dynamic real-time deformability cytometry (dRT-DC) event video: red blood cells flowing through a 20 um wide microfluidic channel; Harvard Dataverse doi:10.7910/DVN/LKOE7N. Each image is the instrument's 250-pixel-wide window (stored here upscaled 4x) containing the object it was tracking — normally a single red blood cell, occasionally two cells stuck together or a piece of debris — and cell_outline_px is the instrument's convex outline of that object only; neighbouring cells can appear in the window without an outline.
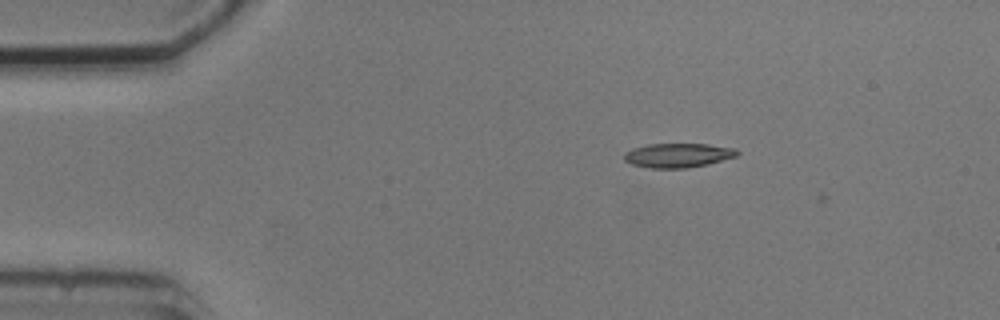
{"species": "common noctule bat (a hibernating species)", "species_latin": "Nyctalus noctula", "temperature_condition": "cold", "stored_images_in_passage": 3, "camera_frame_rate_fps": 3000, "um_per_image_px": 0.085, "animal": {"sex": "male", "body_mass_g": 20.5, "forearm_length_mm": 52.5}, "frame": {"image": 1, "passage_image": 2, "time_ms": 1.333, "image_size_px": [1000, 320], "cell_outline_px": [[740, 152], [736, 156], [708, 164], [688, 168], [648, 168], [632, 164], [624, 160], [624, 152], [632, 148], [648, 144], [708, 144], [736, 148]], "centroid_in_image_um": [57.62, 13.2], "position_along_channel_um": 27.4, "area_um2": 16.07}}